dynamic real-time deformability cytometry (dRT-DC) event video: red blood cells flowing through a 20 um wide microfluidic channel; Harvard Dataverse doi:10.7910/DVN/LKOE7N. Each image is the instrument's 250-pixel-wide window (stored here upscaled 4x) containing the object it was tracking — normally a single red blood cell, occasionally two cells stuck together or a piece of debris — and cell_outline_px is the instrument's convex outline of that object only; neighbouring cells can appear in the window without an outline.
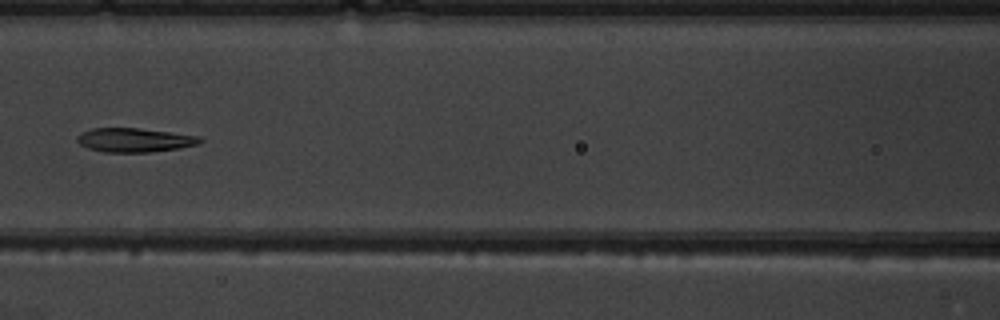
{"species": "common noctule bat (a hibernating species)", "species_latin": "Nyctalus noctula", "temperature_condition": "warm", "stored_images_in_passage": 7, "camera_frame_rate_fps": 3000, "um_per_image_px": 0.085, "animal": {"sex": "male", "body_mass_g": 19.5, "forearm_length_mm": 54.6}, "frame": {"image": 1, "passage_image": 6, "time_ms": 5.667, "image_size_px": [1000, 320], "cell_outline_px": [[204, 140], [200, 144], [180, 148], [152, 152], [104, 152], [88, 148], [80, 144], [76, 140], [76, 136], [80, 132], [92, 128], [140, 128], [200, 136]], "centroid_in_image_um": [11.44, 11.9], "position_along_channel_um": 155.2, "area_um2": 17.4}}
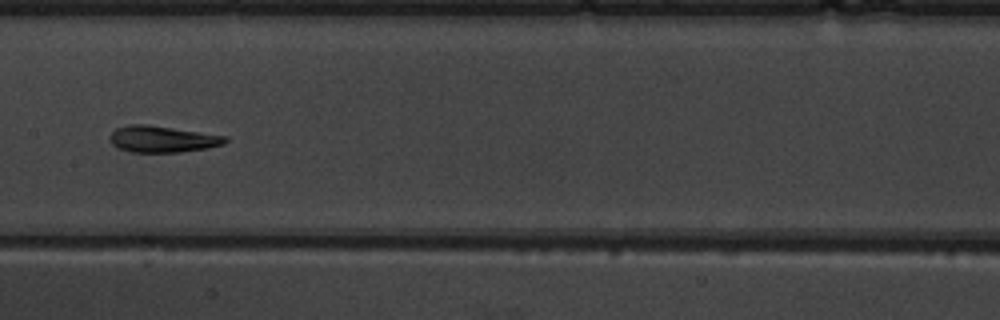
{"frame": {"image": 2, "passage_image": 7, "time_ms": 6.667, "image_size_px": [1000, 320], "cell_outline_px": [[228, 140], [224, 144], [204, 148], [180, 152], [132, 152], [116, 148], [108, 140], [108, 136], [116, 128], [128, 124], [148, 124], [228, 136]], "centroid_in_image_um": [13.75, 11.81], "position_along_channel_um": 193.6, "area_um2": 17.98}}